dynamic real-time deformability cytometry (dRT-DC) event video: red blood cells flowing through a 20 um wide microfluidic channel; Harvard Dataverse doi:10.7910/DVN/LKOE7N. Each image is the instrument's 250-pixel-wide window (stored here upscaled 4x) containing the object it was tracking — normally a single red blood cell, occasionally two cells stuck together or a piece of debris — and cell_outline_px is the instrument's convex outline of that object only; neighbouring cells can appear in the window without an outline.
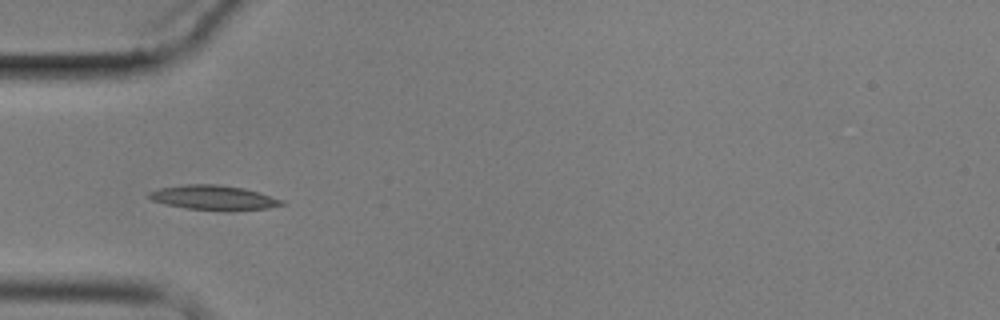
{"species": "common noctule bat (a hibernating species)", "species_latin": "Nyctalus noctula", "temperature_condition": "cold", "stored_images_in_passage": 7, "camera_frame_rate_fps": 3000, "um_per_image_px": 0.085, "animal": {"sex": "male", "body_mass_g": 17.9}, "frame": {"image": 1, "passage_image": 6, "time_ms": 5.667, "image_size_px": [1000, 320], "cell_outline_px": [[284, 204], [268, 208], [232, 212], [224, 212], [184, 208], [164, 204], [152, 200], [148, 196], [148, 192], [160, 188], [184, 184], [216, 184], [244, 188], [284, 200]], "centroid_in_image_um": [18.16, 16.82], "position_along_channel_um": 66.8, "area_um2": 19.42}}
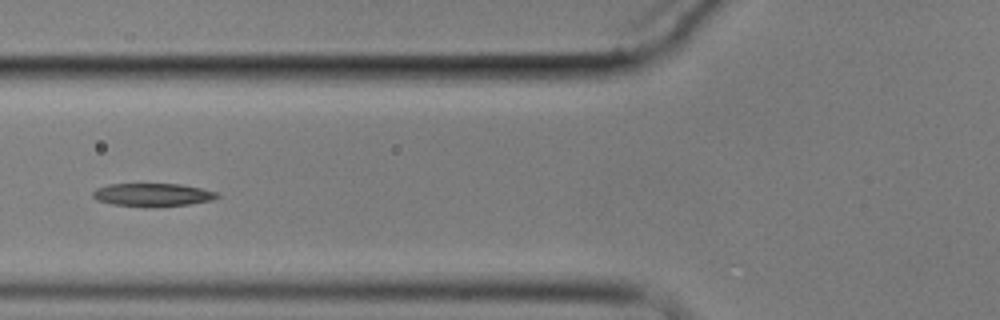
{"frame": {"image": 2, "passage_image": 7, "time_ms": 7.0, "image_size_px": [1000, 320], "cell_outline_px": [[220, 196], [212, 200], [188, 204], [148, 208], [144, 208], [112, 204], [96, 200], [92, 196], [92, 192], [96, 188], [108, 184], [180, 184], [220, 192]], "centroid_in_image_um": [12.96, 16.57], "position_along_channel_um": 112.8, "area_um2": 17.05}}